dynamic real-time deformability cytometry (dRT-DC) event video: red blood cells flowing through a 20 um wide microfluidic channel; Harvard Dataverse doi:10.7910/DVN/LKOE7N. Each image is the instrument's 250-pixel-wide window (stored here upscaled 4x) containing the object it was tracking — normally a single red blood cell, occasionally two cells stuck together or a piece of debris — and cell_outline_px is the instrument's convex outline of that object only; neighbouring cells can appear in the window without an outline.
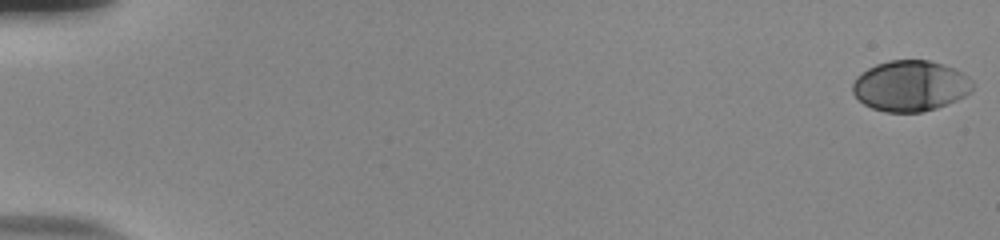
{"species": "human", "species_latin": "Homo sapiens", "temperature_condition": "room temperature", "stored_images_in_passage": 55, "camera_frame_rate_fps": 3000, "um_per_image_px": 0.085, "donor": {"sex": "male"}, "frame": {"image": 1, "passage_image": 1, "time_ms": 0.0, "image_size_px": [1000, 240], "cell_outline_px": [[972, 88], [964, 96], [956, 100], [936, 108], [920, 112], [884, 112], [872, 108], [864, 104], [852, 92], [852, 84], [856, 76], [860, 72], [876, 64], [888, 60], [928, 60], [944, 64], [956, 68], [968, 76], [972, 80]], "centroid_in_image_um": [77.36, 7.28], "position_along_channel_um": 7.6, "area_um2": 35.6}}
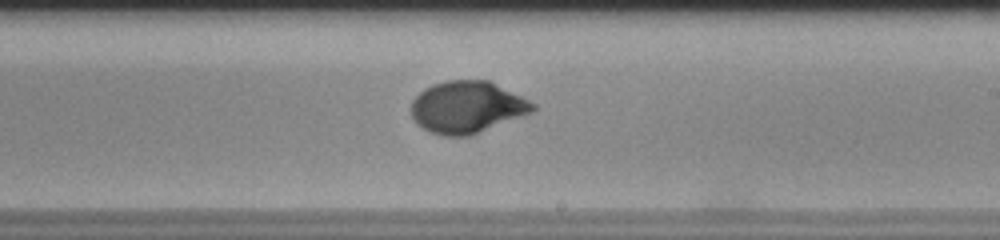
{"frame": {"image": 2, "passage_image": 35, "time_ms": 11.333, "image_size_px": [1000, 240], "cell_outline_px": [[536, 108], [532, 112], [468, 136], [444, 136], [432, 132], [424, 128], [412, 116], [412, 100], [424, 88], [448, 80], [488, 80], [536, 104]], "centroid_in_image_um": [39.7, 9.1], "position_along_channel_um": 249.3, "area_um2": 36.07}}
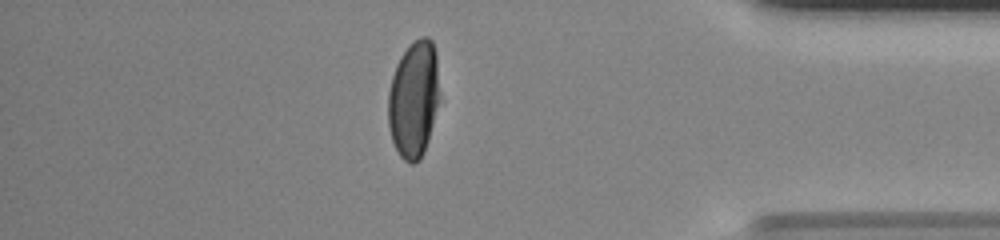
{"frame": {"image": 3, "passage_image": 49, "time_ms": 16.0, "image_size_px": [1000, 240], "cell_outline_px": [[436, 104], [428, 140], [424, 152], [420, 160], [412, 164], [404, 160], [400, 156], [392, 140], [388, 124], [388, 92], [392, 76], [396, 64], [400, 56], [420, 36], [428, 36], [432, 40], [436, 52]], "centroid_in_image_um": [35.11, 8.44], "position_along_channel_um": 400.1, "area_um2": 34.1}}